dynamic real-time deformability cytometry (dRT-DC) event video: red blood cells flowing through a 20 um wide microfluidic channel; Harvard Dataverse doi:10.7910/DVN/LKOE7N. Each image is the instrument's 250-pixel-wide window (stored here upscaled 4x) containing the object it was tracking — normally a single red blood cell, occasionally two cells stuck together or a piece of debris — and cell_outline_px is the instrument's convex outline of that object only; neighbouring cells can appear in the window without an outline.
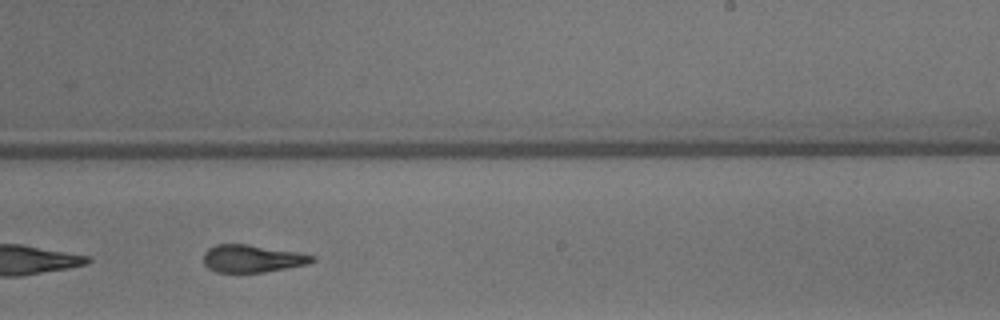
{"species": "common noctule bat (a hibernating species)", "species_latin": "Nyctalus noctula", "temperature_condition": "warm", "stored_images_in_passage": 37, "camera_frame_rate_fps": 3000, "um_per_image_px": 0.085, "animal": {"sex": "male", "body_mass_g": 13.3}, "frame": {"image": 1, "passage_image": 32, "time_ms": 10.333, "image_size_px": [1000, 320], "cell_outline_px": [[316, 260], [308, 264], [264, 272], [216, 272], [208, 268], [204, 264], [204, 252], [208, 248], [216, 244], [248, 244], [300, 252], [316, 256]], "centroid_in_image_um": [21.46, 21.97], "position_along_channel_um": 267.5, "area_um2": 17.57}}